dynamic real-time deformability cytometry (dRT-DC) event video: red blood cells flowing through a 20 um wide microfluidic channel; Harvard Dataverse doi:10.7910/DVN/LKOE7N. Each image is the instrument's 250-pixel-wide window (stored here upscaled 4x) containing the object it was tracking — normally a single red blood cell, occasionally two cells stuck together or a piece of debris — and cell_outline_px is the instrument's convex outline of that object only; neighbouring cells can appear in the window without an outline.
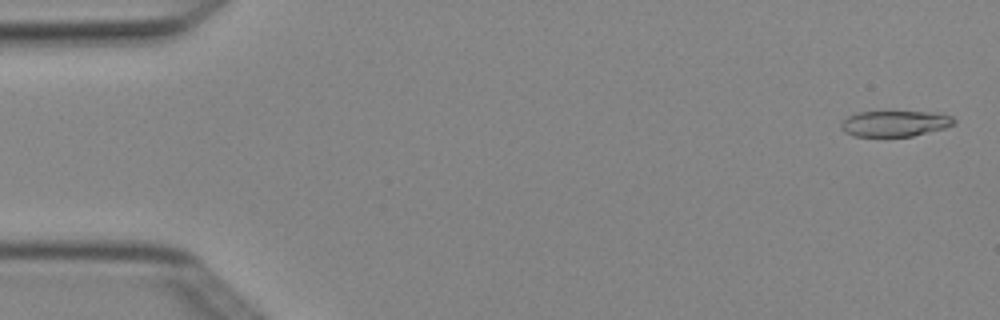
{"species": "Egyptian fruit bat (a non-hibernating species)", "species_latin": "Rousettus aegyptiacus", "temperature_condition": "cold", "stored_images_in_passage": 6, "camera_frame_rate_fps": 3000, "um_per_image_px": 0.085, "animal": {"sex": "female"}, "frame": {"image": 1, "passage_image": 1, "time_ms": 0.0, "image_size_px": [1000, 320], "cell_outline_px": [[956, 124], [944, 128], [912, 136], [852, 136], [844, 132], [840, 128], [840, 124], [848, 116], [856, 112], [928, 112], [952, 116], [956, 120]], "centroid_in_image_um": [76.04, 10.5], "position_along_channel_um": 9.0, "area_um2": 16.94}}
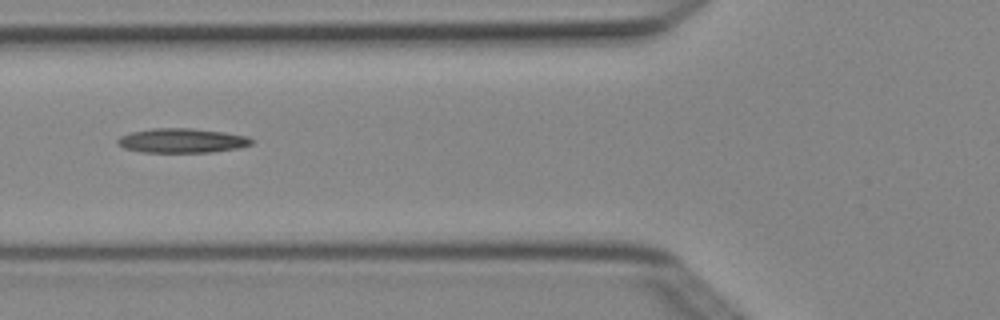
{"frame": {"image": 2, "passage_image": 5, "time_ms": 1.333, "image_size_px": [1000, 320], "cell_outline_px": [[256, 140], [252, 144], [240, 148], [212, 152], [140, 152], [124, 148], [116, 144], [116, 140], [120, 136], [132, 132], [152, 128], [192, 128], [224, 132], [248, 136]], "centroid_in_image_um": [15.49, 11.95], "position_along_channel_um": 110.3, "area_um2": 19.31}}
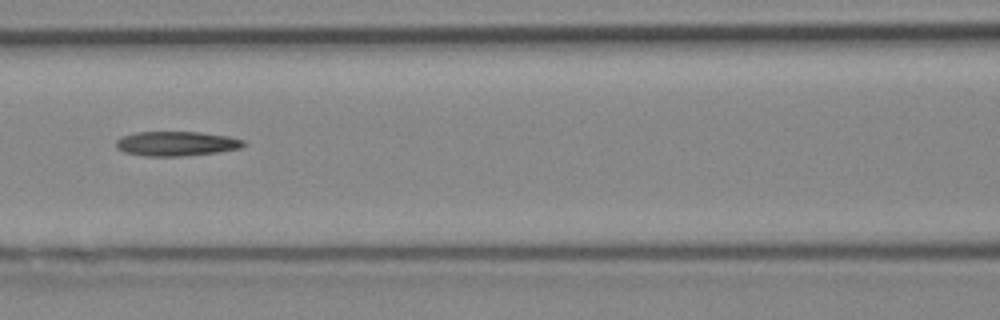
{"frame": {"image": 3, "passage_image": 6, "time_ms": 1.667, "image_size_px": [1000, 320], "cell_outline_px": [[248, 144], [240, 148], [216, 152], [180, 156], [144, 156], [124, 152], [116, 148], [116, 140], [124, 136], [136, 132], [200, 132], [228, 136], [244, 140]], "centroid_in_image_um": [15.0, 12.2], "position_along_channel_um": 151.6, "area_um2": 18.21}}